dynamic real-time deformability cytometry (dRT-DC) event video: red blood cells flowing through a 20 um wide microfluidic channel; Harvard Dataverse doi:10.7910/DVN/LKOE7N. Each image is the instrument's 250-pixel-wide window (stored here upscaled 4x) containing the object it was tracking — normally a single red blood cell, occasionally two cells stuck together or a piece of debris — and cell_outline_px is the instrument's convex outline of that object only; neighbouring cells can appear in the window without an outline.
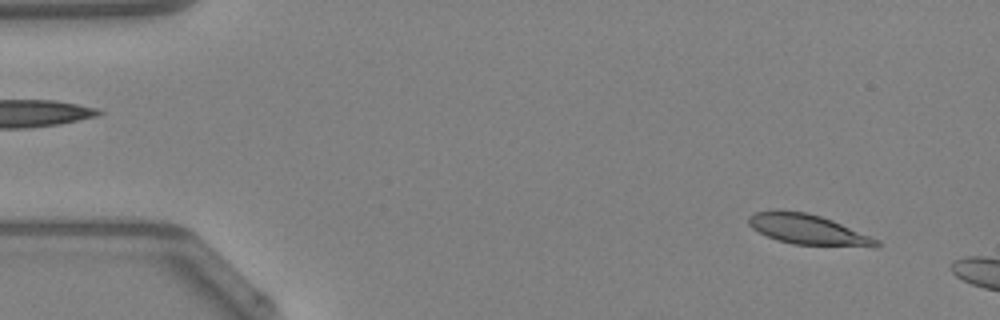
{"species": "Egyptian fruit bat (a non-hibernating species)", "species_latin": "Rousettus aegyptiacus", "temperature_condition": "warm", "stored_images_in_passage": 10, "camera_frame_rate_fps": 3000, "um_per_image_px": 0.085, "animal": {"sex": "female"}, "frame": {"image": 1, "passage_image": 2, "time_ms": 0.333, "image_size_px": [1000, 320], "cell_outline_px": [[880, 244], [876, 248], [792, 244], [768, 236], [752, 228], [748, 224], [748, 216], [756, 212], [808, 212], [832, 220], [880, 240]], "centroid_in_image_um": [68.77, 19.55], "position_along_channel_um": 16.2, "area_um2": 22.14}}